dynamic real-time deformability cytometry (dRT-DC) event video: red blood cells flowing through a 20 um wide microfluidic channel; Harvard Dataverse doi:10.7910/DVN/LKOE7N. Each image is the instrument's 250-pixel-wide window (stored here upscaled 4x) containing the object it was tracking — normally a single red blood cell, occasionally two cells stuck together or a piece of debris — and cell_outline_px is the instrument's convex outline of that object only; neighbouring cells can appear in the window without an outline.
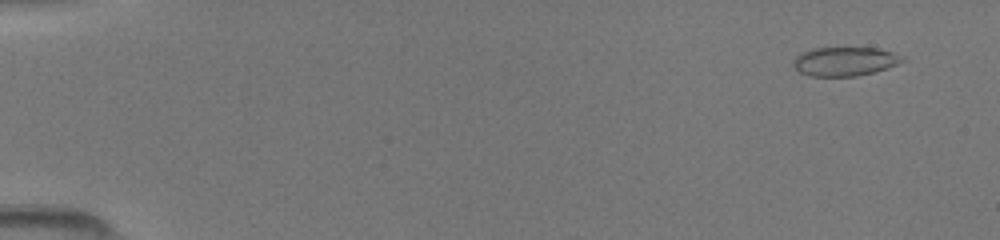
{"species": "common noctule bat (a hibernating species)", "species_latin": "Nyctalus noctula", "temperature_condition": "room temperature", "stored_images_in_passage": 49, "camera_frame_rate_fps": 3000, "um_per_image_px": 0.085, "animal": {"sex": "female", "body_mass_g": 19.5, "forearm_length_mm": 54.1}, "frame": {"image": 1, "passage_image": 4, "time_ms": 1.0, "image_size_px": [1000, 240], "cell_outline_px": [[908, 60], [888, 68], [856, 76], [808, 76], [800, 72], [792, 64], [792, 60], [800, 52], [812, 48], [880, 48], [904, 56]], "centroid_in_image_um": [71.82, 5.21], "position_along_channel_um": 13.2, "area_um2": 18.61}}
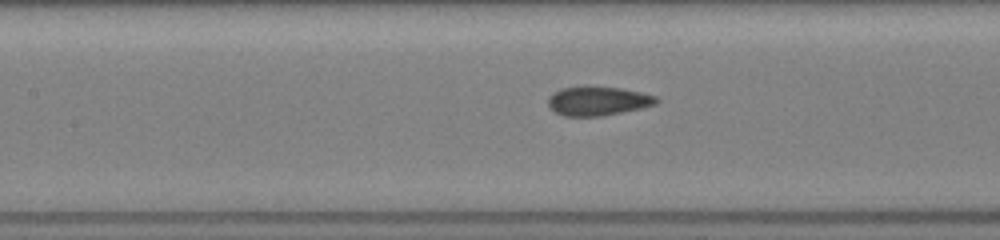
{"frame": {"image": 2, "passage_image": 24, "time_ms": 7.667, "image_size_px": [1000, 240], "cell_outline_px": [[660, 100], [656, 104], [640, 108], [604, 116], [564, 116], [556, 112], [548, 104], [548, 96], [560, 88], [584, 84], [620, 88], [640, 92], [656, 96]], "centroid_in_image_um": [50.8, 8.55], "position_along_channel_um": 156.6, "area_um2": 18.73}}
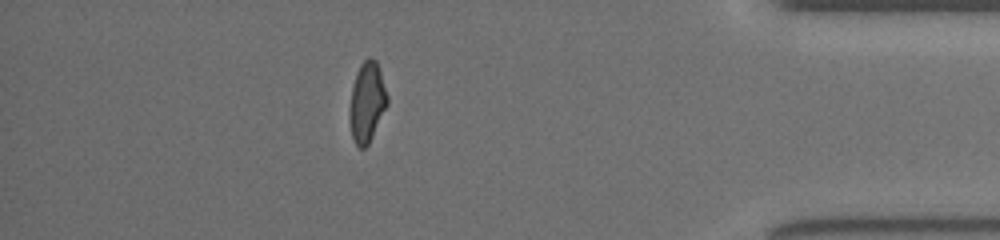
{"frame": {"image": 3, "passage_image": 44, "time_ms": 14.333, "image_size_px": [1000, 240], "cell_outline_px": [[388, 104], [368, 144], [364, 148], [360, 148], [356, 144], [352, 136], [348, 112], [352, 88], [356, 72], [360, 64], [368, 56], [376, 60], [388, 96]], "centroid_in_image_um": [31.18, 8.66], "position_along_channel_um": 404.0, "area_um2": 17.51}}